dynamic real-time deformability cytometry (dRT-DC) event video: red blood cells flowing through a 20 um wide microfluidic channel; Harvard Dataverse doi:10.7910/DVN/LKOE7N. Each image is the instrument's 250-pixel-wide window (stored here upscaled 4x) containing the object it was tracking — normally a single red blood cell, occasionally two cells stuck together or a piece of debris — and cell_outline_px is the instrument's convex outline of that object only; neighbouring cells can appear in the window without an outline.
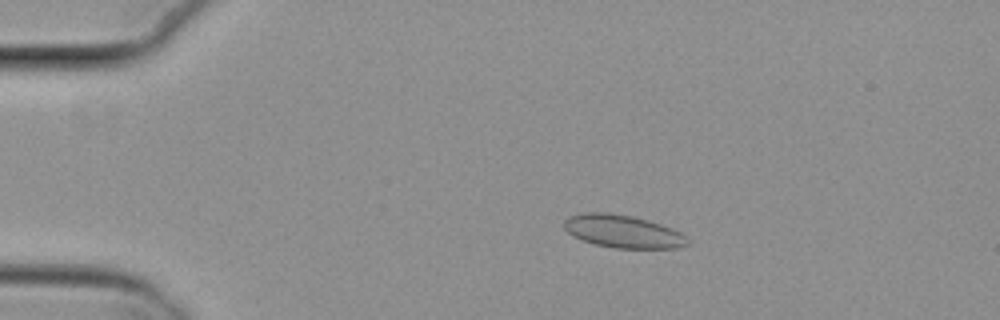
{"species": "common noctule bat (a hibernating species)", "species_latin": "Nyctalus noctula", "temperature_condition": "cold", "stored_images_in_passage": 21, "camera_frame_rate_fps": 3000, "um_per_image_px": 0.085, "animal": {"sex": "female", "body_mass_g": 29.2, "forearm_length_mm": 56.3}, "frame": {"image": 1, "passage_image": 11, "time_ms": 3.333, "image_size_px": [1000, 320], "cell_outline_px": [[688, 244], [676, 248], [616, 248], [596, 244], [584, 240], [568, 232], [564, 228], [564, 220], [568, 216], [584, 212], [608, 212], [632, 216], [648, 220], [672, 228], [688, 236]], "centroid_in_image_um": [52.96, 19.65], "position_along_channel_um": 32.0, "area_um2": 23.52}}
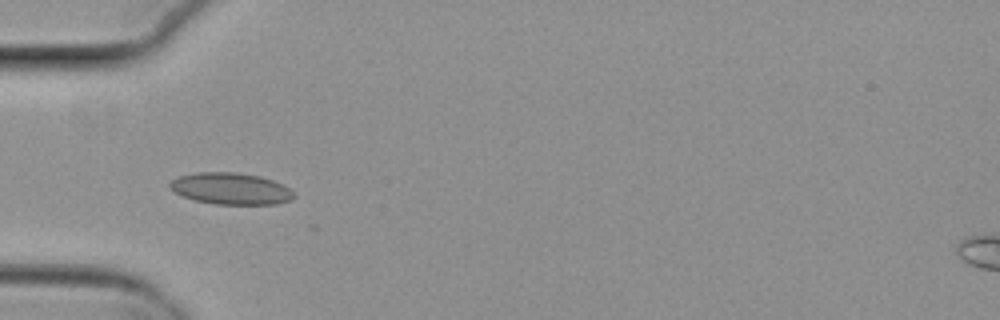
{"frame": {"image": 2, "passage_image": 18, "time_ms": 5.667, "image_size_px": [1000, 320], "cell_outline_px": [[296, 196], [292, 200], [276, 204], [212, 204], [196, 200], [184, 196], [168, 188], [168, 184], [172, 180], [180, 176], [196, 172], [236, 172], [260, 176], [284, 184]], "centroid_in_image_um": [19.63, 16.03], "position_along_channel_um": 65.4, "area_um2": 22.89}}